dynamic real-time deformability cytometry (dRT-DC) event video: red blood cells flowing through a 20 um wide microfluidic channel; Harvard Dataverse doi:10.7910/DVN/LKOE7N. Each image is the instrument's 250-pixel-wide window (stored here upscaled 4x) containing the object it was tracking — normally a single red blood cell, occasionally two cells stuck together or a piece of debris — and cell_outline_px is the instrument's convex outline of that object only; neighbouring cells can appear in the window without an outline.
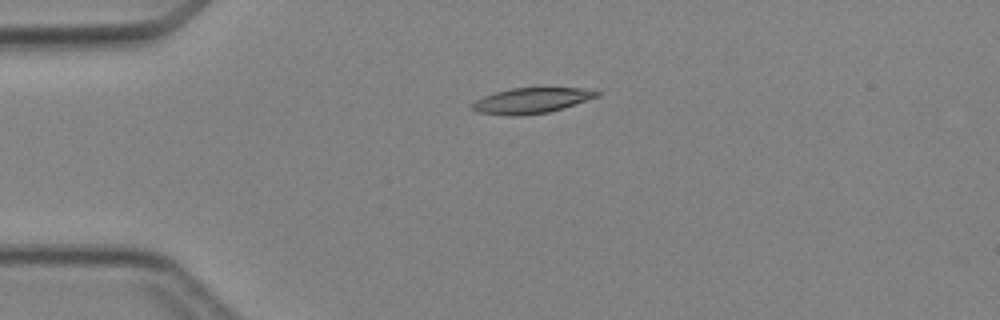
{"species": "Egyptian fruit bat (a non-hibernating species)", "species_latin": "Rousettus aegyptiacus", "temperature_condition": "cold", "stored_images_in_passage": 3, "camera_frame_rate_fps": 3000, "um_per_image_px": 0.085, "animal": {"sex": "female"}, "frame": {"image": 1, "passage_image": 3, "time_ms": 2.0, "image_size_px": [1000, 320], "cell_outline_px": [[600, 96], [548, 112], [516, 116], [508, 116], [476, 112], [472, 108], [472, 104], [476, 100], [484, 96], [496, 92], [512, 88], [580, 88], [600, 92]], "centroid_in_image_um": [45.14, 8.55], "position_along_channel_um": 39.9, "area_um2": 18.26}}